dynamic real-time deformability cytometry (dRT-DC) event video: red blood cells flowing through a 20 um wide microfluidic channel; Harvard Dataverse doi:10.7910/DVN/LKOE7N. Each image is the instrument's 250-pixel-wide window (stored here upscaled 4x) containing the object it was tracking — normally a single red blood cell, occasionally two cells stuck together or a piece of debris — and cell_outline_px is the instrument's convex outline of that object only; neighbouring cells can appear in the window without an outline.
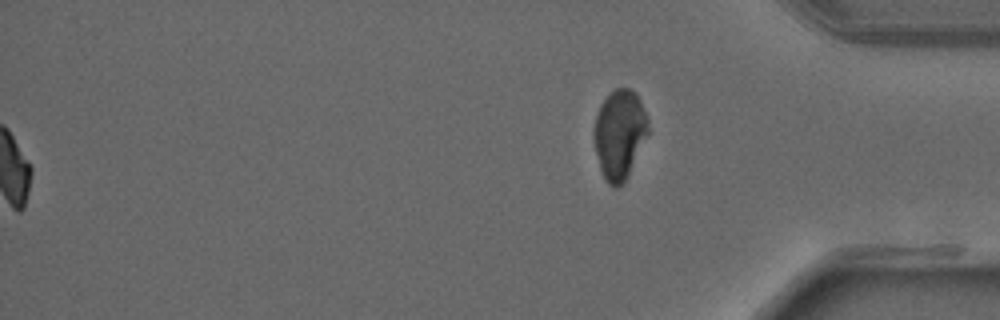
{"species": "common noctule bat (a hibernating species)", "species_latin": "Nyctalus noctula", "temperature_condition": "warm", "stored_images_in_passage": 42, "segment_of_instrument_passage": [2, 2], "camera_frame_rate_fps": 3000, "um_per_image_px": 0.085, "animal": {"sex": "male", "forearm_length_mm": 52.5}, "frame": {"image": 1, "passage_image": 42, "time_ms": 13.667, "image_size_px": [1000, 320], "cell_outline_px": [[648, 132], [624, 180], [616, 188], [612, 188], [608, 184], [600, 168], [596, 152], [592, 132], [596, 116], [600, 104], [616, 88], [628, 88], [636, 92], [640, 100], [648, 120]], "centroid_in_image_um": [52.63, 11.37], "position_along_channel_um": 382.6, "area_um2": 27.57}}